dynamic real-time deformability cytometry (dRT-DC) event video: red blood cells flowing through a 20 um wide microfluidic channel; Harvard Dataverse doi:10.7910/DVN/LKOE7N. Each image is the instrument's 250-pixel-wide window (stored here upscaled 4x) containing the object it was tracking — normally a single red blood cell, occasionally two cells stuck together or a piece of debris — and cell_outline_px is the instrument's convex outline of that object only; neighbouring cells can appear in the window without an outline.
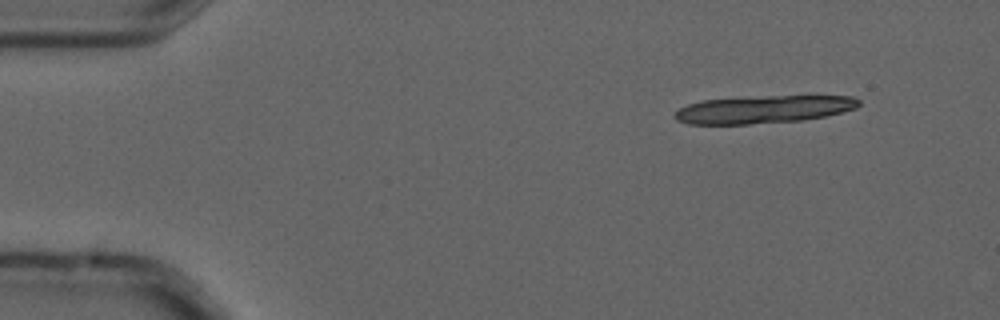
{"species": "common noctule bat (a hibernating species)", "species_latin": "Nyctalus noctula", "temperature_condition": "cold", "stored_images_in_passage": 4, "camera_frame_rate_fps": 3000, "um_per_image_px": 0.085, "animal": {"sex": "male", "forearm_length_mm": 52.5}, "frame": {"image": 1, "passage_image": 1, "time_ms": 0.0, "image_size_px": [1000, 320], "cell_outline_px": [[860, 104], [856, 108], [824, 116], [804, 120], [748, 124], [688, 124], [676, 120], [672, 116], [680, 108], [688, 104], [704, 100], [768, 96], [852, 96], [860, 100]], "centroid_in_image_um": [64.88, 9.3], "position_along_channel_um": 20.1, "area_um2": 29.48}}